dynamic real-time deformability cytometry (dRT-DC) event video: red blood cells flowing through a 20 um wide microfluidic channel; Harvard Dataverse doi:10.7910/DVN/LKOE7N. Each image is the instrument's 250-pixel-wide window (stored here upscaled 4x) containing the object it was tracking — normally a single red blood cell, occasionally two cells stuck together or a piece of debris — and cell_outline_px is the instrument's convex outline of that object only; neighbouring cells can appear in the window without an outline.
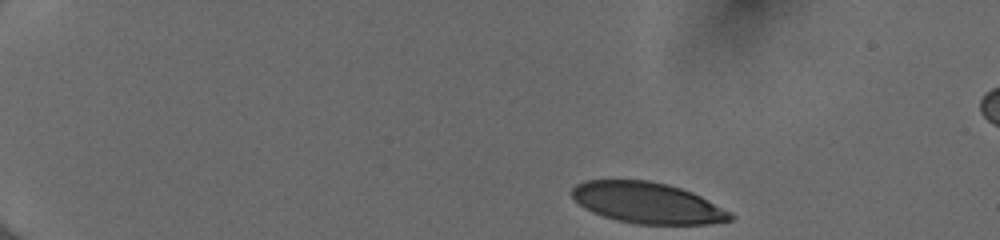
{"species": "human", "species_latin": "Homo sapiens", "temperature_condition": "cold", "stored_images_in_passage": 42, "camera_frame_rate_fps": 3000, "um_per_image_px": 0.085, "donor": {"sex": "female"}, "frame": {"image": 1, "passage_image": 1, "time_ms": 0.0, "image_size_px": [1000, 240], "cell_outline_px": [[736, 216], [732, 220], [708, 224], [636, 224], [616, 220], [592, 212], [580, 204], [572, 196], [572, 188], [576, 184], [584, 180], [648, 180], [668, 184], [692, 192], [732, 212]], "centroid_in_image_um": [55.05, 17.24], "position_along_channel_um": 29.9, "area_um2": 37.86}}
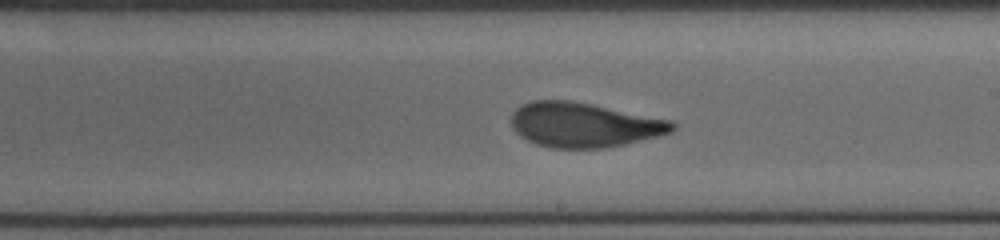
{"frame": {"image": 2, "passage_image": 25, "time_ms": 8.0, "image_size_px": [1000, 240], "cell_outline_px": [[676, 128], [672, 132], [660, 136], [608, 148], [552, 148], [536, 144], [520, 136], [512, 128], [512, 112], [520, 104], [532, 100], [572, 100], [672, 120], [676, 124]], "centroid_in_image_um": [49.65, 10.61], "position_along_channel_um": 239.3, "area_um2": 42.31}}
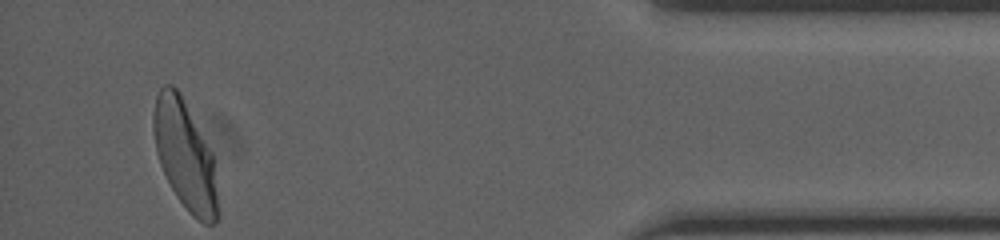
{"frame": {"image": 3, "passage_image": 42, "time_ms": 13.667, "image_size_px": [1000, 240], "cell_outline_px": [[220, 216], [212, 224], [204, 224], [196, 220], [188, 212], [176, 196], [160, 164], [156, 152], [152, 132], [152, 112], [156, 96], [160, 88], [164, 84], [172, 84], [180, 92], [212, 152], [220, 212]], "centroid_in_image_um": [15.72, 13.21], "position_along_channel_um": 419.5, "area_um2": 41.33}, "authors_computed_cell_mechanics": {"area_um2": 41.6738, "velocity_mm_per_s": 4.0208, "shape_relaxation_time_tau1_ms": 4.2024, "shape_relaxation_time_tau2_ms": 0.8619, "deformation_change_tau1": 0.1899, "deformation_change_tau2": 0.0816}}